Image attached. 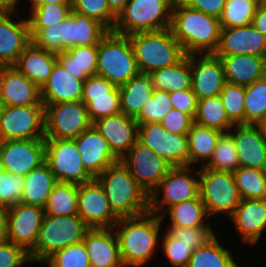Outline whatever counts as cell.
Returning a JSON list of instances; mask_svg holds the SVG:
<instances>
[{
	"label": "cell",
	"mask_w": 266,
	"mask_h": 267,
	"mask_svg": "<svg viewBox=\"0 0 266 267\" xmlns=\"http://www.w3.org/2000/svg\"><path fill=\"white\" fill-rule=\"evenodd\" d=\"M186 55L214 53L219 45L221 25L218 18L175 0L170 27Z\"/></svg>",
	"instance_id": "obj_1"
},
{
	"label": "cell",
	"mask_w": 266,
	"mask_h": 267,
	"mask_svg": "<svg viewBox=\"0 0 266 267\" xmlns=\"http://www.w3.org/2000/svg\"><path fill=\"white\" fill-rule=\"evenodd\" d=\"M162 219L151 212L135 217L120 218L113 228L118 241L121 261L124 267H141L153 257Z\"/></svg>",
	"instance_id": "obj_2"
},
{
	"label": "cell",
	"mask_w": 266,
	"mask_h": 267,
	"mask_svg": "<svg viewBox=\"0 0 266 267\" xmlns=\"http://www.w3.org/2000/svg\"><path fill=\"white\" fill-rule=\"evenodd\" d=\"M102 187L112 212L120 219L149 212V195L119 160L94 178Z\"/></svg>",
	"instance_id": "obj_3"
},
{
	"label": "cell",
	"mask_w": 266,
	"mask_h": 267,
	"mask_svg": "<svg viewBox=\"0 0 266 267\" xmlns=\"http://www.w3.org/2000/svg\"><path fill=\"white\" fill-rule=\"evenodd\" d=\"M129 39L140 73L174 66L186 56L170 28L132 34Z\"/></svg>",
	"instance_id": "obj_4"
},
{
	"label": "cell",
	"mask_w": 266,
	"mask_h": 267,
	"mask_svg": "<svg viewBox=\"0 0 266 267\" xmlns=\"http://www.w3.org/2000/svg\"><path fill=\"white\" fill-rule=\"evenodd\" d=\"M89 229L79 215H44L35 245L28 252L31 263H44L54 252L83 241Z\"/></svg>",
	"instance_id": "obj_5"
},
{
	"label": "cell",
	"mask_w": 266,
	"mask_h": 267,
	"mask_svg": "<svg viewBox=\"0 0 266 267\" xmlns=\"http://www.w3.org/2000/svg\"><path fill=\"white\" fill-rule=\"evenodd\" d=\"M138 73L129 36L109 31L98 44L96 75L120 87Z\"/></svg>",
	"instance_id": "obj_6"
},
{
	"label": "cell",
	"mask_w": 266,
	"mask_h": 267,
	"mask_svg": "<svg viewBox=\"0 0 266 267\" xmlns=\"http://www.w3.org/2000/svg\"><path fill=\"white\" fill-rule=\"evenodd\" d=\"M174 1L129 0L117 14L116 24L112 31L129 36L170 28Z\"/></svg>",
	"instance_id": "obj_7"
},
{
	"label": "cell",
	"mask_w": 266,
	"mask_h": 267,
	"mask_svg": "<svg viewBox=\"0 0 266 267\" xmlns=\"http://www.w3.org/2000/svg\"><path fill=\"white\" fill-rule=\"evenodd\" d=\"M192 169V166L172 167L149 195V212L161 216L168 207L196 198L199 195V169L196 172Z\"/></svg>",
	"instance_id": "obj_8"
},
{
	"label": "cell",
	"mask_w": 266,
	"mask_h": 267,
	"mask_svg": "<svg viewBox=\"0 0 266 267\" xmlns=\"http://www.w3.org/2000/svg\"><path fill=\"white\" fill-rule=\"evenodd\" d=\"M199 195L209 217L227 213L231 217L241 202L233 173L199 169Z\"/></svg>",
	"instance_id": "obj_9"
},
{
	"label": "cell",
	"mask_w": 266,
	"mask_h": 267,
	"mask_svg": "<svg viewBox=\"0 0 266 267\" xmlns=\"http://www.w3.org/2000/svg\"><path fill=\"white\" fill-rule=\"evenodd\" d=\"M44 140L45 163L58 182L80 185L94 180L85 169L73 139L44 138Z\"/></svg>",
	"instance_id": "obj_10"
},
{
	"label": "cell",
	"mask_w": 266,
	"mask_h": 267,
	"mask_svg": "<svg viewBox=\"0 0 266 267\" xmlns=\"http://www.w3.org/2000/svg\"><path fill=\"white\" fill-rule=\"evenodd\" d=\"M91 125L82 101L44 105V138L75 139Z\"/></svg>",
	"instance_id": "obj_11"
},
{
	"label": "cell",
	"mask_w": 266,
	"mask_h": 267,
	"mask_svg": "<svg viewBox=\"0 0 266 267\" xmlns=\"http://www.w3.org/2000/svg\"><path fill=\"white\" fill-rule=\"evenodd\" d=\"M137 140L173 167L189 166L187 134H173L165 130L160 122H149L138 125Z\"/></svg>",
	"instance_id": "obj_12"
},
{
	"label": "cell",
	"mask_w": 266,
	"mask_h": 267,
	"mask_svg": "<svg viewBox=\"0 0 266 267\" xmlns=\"http://www.w3.org/2000/svg\"><path fill=\"white\" fill-rule=\"evenodd\" d=\"M127 167L133 179L150 195L158 183L173 167L151 148L138 140L131 149L120 159Z\"/></svg>",
	"instance_id": "obj_13"
},
{
	"label": "cell",
	"mask_w": 266,
	"mask_h": 267,
	"mask_svg": "<svg viewBox=\"0 0 266 267\" xmlns=\"http://www.w3.org/2000/svg\"><path fill=\"white\" fill-rule=\"evenodd\" d=\"M16 139H44V105L5 106L0 141Z\"/></svg>",
	"instance_id": "obj_14"
},
{
	"label": "cell",
	"mask_w": 266,
	"mask_h": 267,
	"mask_svg": "<svg viewBox=\"0 0 266 267\" xmlns=\"http://www.w3.org/2000/svg\"><path fill=\"white\" fill-rule=\"evenodd\" d=\"M0 160L3 171L26 176L45 163V140L0 141Z\"/></svg>",
	"instance_id": "obj_15"
},
{
	"label": "cell",
	"mask_w": 266,
	"mask_h": 267,
	"mask_svg": "<svg viewBox=\"0 0 266 267\" xmlns=\"http://www.w3.org/2000/svg\"><path fill=\"white\" fill-rule=\"evenodd\" d=\"M78 215L90 228H113L119 218L112 212L100 184L94 179L78 185Z\"/></svg>",
	"instance_id": "obj_16"
},
{
	"label": "cell",
	"mask_w": 266,
	"mask_h": 267,
	"mask_svg": "<svg viewBox=\"0 0 266 267\" xmlns=\"http://www.w3.org/2000/svg\"><path fill=\"white\" fill-rule=\"evenodd\" d=\"M190 67L191 88L197 100L221 93L227 82L219 57L214 53L190 54Z\"/></svg>",
	"instance_id": "obj_17"
},
{
	"label": "cell",
	"mask_w": 266,
	"mask_h": 267,
	"mask_svg": "<svg viewBox=\"0 0 266 267\" xmlns=\"http://www.w3.org/2000/svg\"><path fill=\"white\" fill-rule=\"evenodd\" d=\"M44 210L18 202L7 208L8 241L29 252L35 245Z\"/></svg>",
	"instance_id": "obj_18"
},
{
	"label": "cell",
	"mask_w": 266,
	"mask_h": 267,
	"mask_svg": "<svg viewBox=\"0 0 266 267\" xmlns=\"http://www.w3.org/2000/svg\"><path fill=\"white\" fill-rule=\"evenodd\" d=\"M216 56L252 55L265 58L266 36L252 25L221 28Z\"/></svg>",
	"instance_id": "obj_19"
},
{
	"label": "cell",
	"mask_w": 266,
	"mask_h": 267,
	"mask_svg": "<svg viewBox=\"0 0 266 267\" xmlns=\"http://www.w3.org/2000/svg\"><path fill=\"white\" fill-rule=\"evenodd\" d=\"M15 12H0V67L14 66L25 48L31 43L27 19H11Z\"/></svg>",
	"instance_id": "obj_20"
},
{
	"label": "cell",
	"mask_w": 266,
	"mask_h": 267,
	"mask_svg": "<svg viewBox=\"0 0 266 267\" xmlns=\"http://www.w3.org/2000/svg\"><path fill=\"white\" fill-rule=\"evenodd\" d=\"M233 136L240 167L266 170V137L259 125H235Z\"/></svg>",
	"instance_id": "obj_21"
},
{
	"label": "cell",
	"mask_w": 266,
	"mask_h": 267,
	"mask_svg": "<svg viewBox=\"0 0 266 267\" xmlns=\"http://www.w3.org/2000/svg\"><path fill=\"white\" fill-rule=\"evenodd\" d=\"M108 142L112 153L120 160L136 143L138 123L124 113L101 118L93 123Z\"/></svg>",
	"instance_id": "obj_22"
},
{
	"label": "cell",
	"mask_w": 266,
	"mask_h": 267,
	"mask_svg": "<svg viewBox=\"0 0 266 267\" xmlns=\"http://www.w3.org/2000/svg\"><path fill=\"white\" fill-rule=\"evenodd\" d=\"M73 140L77 144L85 169L94 178L119 161L112 153L108 142L93 124Z\"/></svg>",
	"instance_id": "obj_23"
},
{
	"label": "cell",
	"mask_w": 266,
	"mask_h": 267,
	"mask_svg": "<svg viewBox=\"0 0 266 267\" xmlns=\"http://www.w3.org/2000/svg\"><path fill=\"white\" fill-rule=\"evenodd\" d=\"M0 98L5 106L43 105L40 88L13 66L0 67Z\"/></svg>",
	"instance_id": "obj_24"
},
{
	"label": "cell",
	"mask_w": 266,
	"mask_h": 267,
	"mask_svg": "<svg viewBox=\"0 0 266 267\" xmlns=\"http://www.w3.org/2000/svg\"><path fill=\"white\" fill-rule=\"evenodd\" d=\"M114 228L89 229L83 239L90 267H124Z\"/></svg>",
	"instance_id": "obj_25"
},
{
	"label": "cell",
	"mask_w": 266,
	"mask_h": 267,
	"mask_svg": "<svg viewBox=\"0 0 266 267\" xmlns=\"http://www.w3.org/2000/svg\"><path fill=\"white\" fill-rule=\"evenodd\" d=\"M108 32L97 20L71 11L62 21V52L71 47L98 45Z\"/></svg>",
	"instance_id": "obj_26"
},
{
	"label": "cell",
	"mask_w": 266,
	"mask_h": 267,
	"mask_svg": "<svg viewBox=\"0 0 266 267\" xmlns=\"http://www.w3.org/2000/svg\"><path fill=\"white\" fill-rule=\"evenodd\" d=\"M230 219L245 244L254 245L266 230V199H242Z\"/></svg>",
	"instance_id": "obj_27"
},
{
	"label": "cell",
	"mask_w": 266,
	"mask_h": 267,
	"mask_svg": "<svg viewBox=\"0 0 266 267\" xmlns=\"http://www.w3.org/2000/svg\"><path fill=\"white\" fill-rule=\"evenodd\" d=\"M83 80L69 75L57 61L50 77L40 89L41 102L49 105L68 101H81Z\"/></svg>",
	"instance_id": "obj_28"
},
{
	"label": "cell",
	"mask_w": 266,
	"mask_h": 267,
	"mask_svg": "<svg viewBox=\"0 0 266 267\" xmlns=\"http://www.w3.org/2000/svg\"><path fill=\"white\" fill-rule=\"evenodd\" d=\"M227 83L248 86L265 77V58L252 55L217 56Z\"/></svg>",
	"instance_id": "obj_29"
},
{
	"label": "cell",
	"mask_w": 266,
	"mask_h": 267,
	"mask_svg": "<svg viewBox=\"0 0 266 267\" xmlns=\"http://www.w3.org/2000/svg\"><path fill=\"white\" fill-rule=\"evenodd\" d=\"M56 62L57 55L46 52L31 42L13 67L41 89L50 77Z\"/></svg>",
	"instance_id": "obj_30"
},
{
	"label": "cell",
	"mask_w": 266,
	"mask_h": 267,
	"mask_svg": "<svg viewBox=\"0 0 266 267\" xmlns=\"http://www.w3.org/2000/svg\"><path fill=\"white\" fill-rule=\"evenodd\" d=\"M98 45L71 47L57 55V61L66 72L80 80L96 75Z\"/></svg>",
	"instance_id": "obj_31"
},
{
	"label": "cell",
	"mask_w": 266,
	"mask_h": 267,
	"mask_svg": "<svg viewBox=\"0 0 266 267\" xmlns=\"http://www.w3.org/2000/svg\"><path fill=\"white\" fill-rule=\"evenodd\" d=\"M58 181L49 166L43 163L24 176L23 192L20 202L44 208L47 199Z\"/></svg>",
	"instance_id": "obj_32"
},
{
	"label": "cell",
	"mask_w": 266,
	"mask_h": 267,
	"mask_svg": "<svg viewBox=\"0 0 266 267\" xmlns=\"http://www.w3.org/2000/svg\"><path fill=\"white\" fill-rule=\"evenodd\" d=\"M153 92L154 86L150 74L139 72L119 87L121 112L135 118Z\"/></svg>",
	"instance_id": "obj_33"
},
{
	"label": "cell",
	"mask_w": 266,
	"mask_h": 267,
	"mask_svg": "<svg viewBox=\"0 0 266 267\" xmlns=\"http://www.w3.org/2000/svg\"><path fill=\"white\" fill-rule=\"evenodd\" d=\"M223 132L196 124L188 132L189 166L202 162L205 166L212 157L218 138ZM192 164V165H191Z\"/></svg>",
	"instance_id": "obj_34"
},
{
	"label": "cell",
	"mask_w": 266,
	"mask_h": 267,
	"mask_svg": "<svg viewBox=\"0 0 266 267\" xmlns=\"http://www.w3.org/2000/svg\"><path fill=\"white\" fill-rule=\"evenodd\" d=\"M154 89L168 93L191 88L190 54L176 65L150 73Z\"/></svg>",
	"instance_id": "obj_35"
},
{
	"label": "cell",
	"mask_w": 266,
	"mask_h": 267,
	"mask_svg": "<svg viewBox=\"0 0 266 267\" xmlns=\"http://www.w3.org/2000/svg\"><path fill=\"white\" fill-rule=\"evenodd\" d=\"M165 214H169V220H171L169 226L177 227L203 226L208 223L205 221L206 218H209L200 195L192 200L180 202L179 204L168 207L160 216L162 221L166 218Z\"/></svg>",
	"instance_id": "obj_36"
},
{
	"label": "cell",
	"mask_w": 266,
	"mask_h": 267,
	"mask_svg": "<svg viewBox=\"0 0 266 267\" xmlns=\"http://www.w3.org/2000/svg\"><path fill=\"white\" fill-rule=\"evenodd\" d=\"M44 215H78V185L57 182L43 208Z\"/></svg>",
	"instance_id": "obj_37"
},
{
	"label": "cell",
	"mask_w": 266,
	"mask_h": 267,
	"mask_svg": "<svg viewBox=\"0 0 266 267\" xmlns=\"http://www.w3.org/2000/svg\"><path fill=\"white\" fill-rule=\"evenodd\" d=\"M194 122L222 132H229L235 126L227 117L219 95L198 100Z\"/></svg>",
	"instance_id": "obj_38"
},
{
	"label": "cell",
	"mask_w": 266,
	"mask_h": 267,
	"mask_svg": "<svg viewBox=\"0 0 266 267\" xmlns=\"http://www.w3.org/2000/svg\"><path fill=\"white\" fill-rule=\"evenodd\" d=\"M230 250L215 236L206 245L193 251L187 267H239Z\"/></svg>",
	"instance_id": "obj_39"
},
{
	"label": "cell",
	"mask_w": 266,
	"mask_h": 267,
	"mask_svg": "<svg viewBox=\"0 0 266 267\" xmlns=\"http://www.w3.org/2000/svg\"><path fill=\"white\" fill-rule=\"evenodd\" d=\"M244 125H259L266 116V77L245 86Z\"/></svg>",
	"instance_id": "obj_40"
},
{
	"label": "cell",
	"mask_w": 266,
	"mask_h": 267,
	"mask_svg": "<svg viewBox=\"0 0 266 267\" xmlns=\"http://www.w3.org/2000/svg\"><path fill=\"white\" fill-rule=\"evenodd\" d=\"M203 167L213 171L229 173H233L240 167L234 139L229 132H223L220 135L212 157Z\"/></svg>",
	"instance_id": "obj_41"
},
{
	"label": "cell",
	"mask_w": 266,
	"mask_h": 267,
	"mask_svg": "<svg viewBox=\"0 0 266 267\" xmlns=\"http://www.w3.org/2000/svg\"><path fill=\"white\" fill-rule=\"evenodd\" d=\"M233 175L241 199H266V170L239 167Z\"/></svg>",
	"instance_id": "obj_42"
},
{
	"label": "cell",
	"mask_w": 266,
	"mask_h": 267,
	"mask_svg": "<svg viewBox=\"0 0 266 267\" xmlns=\"http://www.w3.org/2000/svg\"><path fill=\"white\" fill-rule=\"evenodd\" d=\"M259 0H227L219 18L221 28L252 25Z\"/></svg>",
	"instance_id": "obj_43"
},
{
	"label": "cell",
	"mask_w": 266,
	"mask_h": 267,
	"mask_svg": "<svg viewBox=\"0 0 266 267\" xmlns=\"http://www.w3.org/2000/svg\"><path fill=\"white\" fill-rule=\"evenodd\" d=\"M81 101L86 105L92 124L101 118L121 113L119 87L107 95L82 96Z\"/></svg>",
	"instance_id": "obj_44"
},
{
	"label": "cell",
	"mask_w": 266,
	"mask_h": 267,
	"mask_svg": "<svg viewBox=\"0 0 266 267\" xmlns=\"http://www.w3.org/2000/svg\"><path fill=\"white\" fill-rule=\"evenodd\" d=\"M72 11V4L48 3L31 9L27 17L29 28H47L64 21Z\"/></svg>",
	"instance_id": "obj_45"
},
{
	"label": "cell",
	"mask_w": 266,
	"mask_h": 267,
	"mask_svg": "<svg viewBox=\"0 0 266 267\" xmlns=\"http://www.w3.org/2000/svg\"><path fill=\"white\" fill-rule=\"evenodd\" d=\"M72 11L97 20L109 31L113 30L117 20L107 0H72Z\"/></svg>",
	"instance_id": "obj_46"
},
{
	"label": "cell",
	"mask_w": 266,
	"mask_h": 267,
	"mask_svg": "<svg viewBox=\"0 0 266 267\" xmlns=\"http://www.w3.org/2000/svg\"><path fill=\"white\" fill-rule=\"evenodd\" d=\"M171 109L170 93L154 89L153 95L148 98L134 119L138 125L149 122H160Z\"/></svg>",
	"instance_id": "obj_47"
},
{
	"label": "cell",
	"mask_w": 266,
	"mask_h": 267,
	"mask_svg": "<svg viewBox=\"0 0 266 267\" xmlns=\"http://www.w3.org/2000/svg\"><path fill=\"white\" fill-rule=\"evenodd\" d=\"M219 97L229 120L234 125H244L245 86L226 83Z\"/></svg>",
	"instance_id": "obj_48"
},
{
	"label": "cell",
	"mask_w": 266,
	"mask_h": 267,
	"mask_svg": "<svg viewBox=\"0 0 266 267\" xmlns=\"http://www.w3.org/2000/svg\"><path fill=\"white\" fill-rule=\"evenodd\" d=\"M44 262L49 264V267H90L83 241L54 252Z\"/></svg>",
	"instance_id": "obj_49"
},
{
	"label": "cell",
	"mask_w": 266,
	"mask_h": 267,
	"mask_svg": "<svg viewBox=\"0 0 266 267\" xmlns=\"http://www.w3.org/2000/svg\"><path fill=\"white\" fill-rule=\"evenodd\" d=\"M210 226V223L197 227L168 226L166 231L179 242L187 244L190 248L196 250L206 245L216 236Z\"/></svg>",
	"instance_id": "obj_50"
},
{
	"label": "cell",
	"mask_w": 266,
	"mask_h": 267,
	"mask_svg": "<svg viewBox=\"0 0 266 267\" xmlns=\"http://www.w3.org/2000/svg\"><path fill=\"white\" fill-rule=\"evenodd\" d=\"M31 42L46 52L58 55L62 52V22L47 28H29Z\"/></svg>",
	"instance_id": "obj_51"
},
{
	"label": "cell",
	"mask_w": 266,
	"mask_h": 267,
	"mask_svg": "<svg viewBox=\"0 0 266 267\" xmlns=\"http://www.w3.org/2000/svg\"><path fill=\"white\" fill-rule=\"evenodd\" d=\"M24 176L0 172V207L9 208L20 202L23 192Z\"/></svg>",
	"instance_id": "obj_52"
},
{
	"label": "cell",
	"mask_w": 266,
	"mask_h": 267,
	"mask_svg": "<svg viewBox=\"0 0 266 267\" xmlns=\"http://www.w3.org/2000/svg\"><path fill=\"white\" fill-rule=\"evenodd\" d=\"M163 253L174 267H187L193 249L189 245L179 242L173 238L166 230L161 240Z\"/></svg>",
	"instance_id": "obj_53"
},
{
	"label": "cell",
	"mask_w": 266,
	"mask_h": 267,
	"mask_svg": "<svg viewBox=\"0 0 266 267\" xmlns=\"http://www.w3.org/2000/svg\"><path fill=\"white\" fill-rule=\"evenodd\" d=\"M29 262V253L24 248L9 241L0 243V267H20Z\"/></svg>",
	"instance_id": "obj_54"
},
{
	"label": "cell",
	"mask_w": 266,
	"mask_h": 267,
	"mask_svg": "<svg viewBox=\"0 0 266 267\" xmlns=\"http://www.w3.org/2000/svg\"><path fill=\"white\" fill-rule=\"evenodd\" d=\"M160 123L165 130L173 134H188L194 119L190 115L172 108Z\"/></svg>",
	"instance_id": "obj_55"
},
{
	"label": "cell",
	"mask_w": 266,
	"mask_h": 267,
	"mask_svg": "<svg viewBox=\"0 0 266 267\" xmlns=\"http://www.w3.org/2000/svg\"><path fill=\"white\" fill-rule=\"evenodd\" d=\"M172 108L190 115L193 119L197 111V97L192 88L170 92Z\"/></svg>",
	"instance_id": "obj_56"
},
{
	"label": "cell",
	"mask_w": 266,
	"mask_h": 267,
	"mask_svg": "<svg viewBox=\"0 0 266 267\" xmlns=\"http://www.w3.org/2000/svg\"><path fill=\"white\" fill-rule=\"evenodd\" d=\"M116 86L99 75L88 77L83 83L82 96H100L111 93Z\"/></svg>",
	"instance_id": "obj_57"
},
{
	"label": "cell",
	"mask_w": 266,
	"mask_h": 267,
	"mask_svg": "<svg viewBox=\"0 0 266 267\" xmlns=\"http://www.w3.org/2000/svg\"><path fill=\"white\" fill-rule=\"evenodd\" d=\"M183 4L207 15L220 18L227 0H180Z\"/></svg>",
	"instance_id": "obj_58"
},
{
	"label": "cell",
	"mask_w": 266,
	"mask_h": 267,
	"mask_svg": "<svg viewBox=\"0 0 266 267\" xmlns=\"http://www.w3.org/2000/svg\"><path fill=\"white\" fill-rule=\"evenodd\" d=\"M252 26L266 36V6L260 3L257 5Z\"/></svg>",
	"instance_id": "obj_59"
},
{
	"label": "cell",
	"mask_w": 266,
	"mask_h": 267,
	"mask_svg": "<svg viewBox=\"0 0 266 267\" xmlns=\"http://www.w3.org/2000/svg\"><path fill=\"white\" fill-rule=\"evenodd\" d=\"M8 241L7 209L0 207V243Z\"/></svg>",
	"instance_id": "obj_60"
},
{
	"label": "cell",
	"mask_w": 266,
	"mask_h": 267,
	"mask_svg": "<svg viewBox=\"0 0 266 267\" xmlns=\"http://www.w3.org/2000/svg\"><path fill=\"white\" fill-rule=\"evenodd\" d=\"M19 0H0V12H15L18 10Z\"/></svg>",
	"instance_id": "obj_61"
},
{
	"label": "cell",
	"mask_w": 266,
	"mask_h": 267,
	"mask_svg": "<svg viewBox=\"0 0 266 267\" xmlns=\"http://www.w3.org/2000/svg\"><path fill=\"white\" fill-rule=\"evenodd\" d=\"M31 6L30 10L34 9L38 6L45 5L48 3H54V4H72V0H30Z\"/></svg>",
	"instance_id": "obj_62"
},
{
	"label": "cell",
	"mask_w": 266,
	"mask_h": 267,
	"mask_svg": "<svg viewBox=\"0 0 266 267\" xmlns=\"http://www.w3.org/2000/svg\"><path fill=\"white\" fill-rule=\"evenodd\" d=\"M129 0H107L111 10L117 15L128 3Z\"/></svg>",
	"instance_id": "obj_63"
},
{
	"label": "cell",
	"mask_w": 266,
	"mask_h": 267,
	"mask_svg": "<svg viewBox=\"0 0 266 267\" xmlns=\"http://www.w3.org/2000/svg\"><path fill=\"white\" fill-rule=\"evenodd\" d=\"M262 133L265 135L266 137V116L264 117L263 121L259 124Z\"/></svg>",
	"instance_id": "obj_64"
},
{
	"label": "cell",
	"mask_w": 266,
	"mask_h": 267,
	"mask_svg": "<svg viewBox=\"0 0 266 267\" xmlns=\"http://www.w3.org/2000/svg\"><path fill=\"white\" fill-rule=\"evenodd\" d=\"M5 108V103L3 102V100L0 98V117L4 111Z\"/></svg>",
	"instance_id": "obj_65"
},
{
	"label": "cell",
	"mask_w": 266,
	"mask_h": 267,
	"mask_svg": "<svg viewBox=\"0 0 266 267\" xmlns=\"http://www.w3.org/2000/svg\"><path fill=\"white\" fill-rule=\"evenodd\" d=\"M259 3H260L261 5L266 6V0H259Z\"/></svg>",
	"instance_id": "obj_66"
},
{
	"label": "cell",
	"mask_w": 266,
	"mask_h": 267,
	"mask_svg": "<svg viewBox=\"0 0 266 267\" xmlns=\"http://www.w3.org/2000/svg\"><path fill=\"white\" fill-rule=\"evenodd\" d=\"M265 77H266V56H265Z\"/></svg>",
	"instance_id": "obj_67"
},
{
	"label": "cell",
	"mask_w": 266,
	"mask_h": 267,
	"mask_svg": "<svg viewBox=\"0 0 266 267\" xmlns=\"http://www.w3.org/2000/svg\"><path fill=\"white\" fill-rule=\"evenodd\" d=\"M2 171V165H1V160H0V172Z\"/></svg>",
	"instance_id": "obj_68"
}]
</instances>
